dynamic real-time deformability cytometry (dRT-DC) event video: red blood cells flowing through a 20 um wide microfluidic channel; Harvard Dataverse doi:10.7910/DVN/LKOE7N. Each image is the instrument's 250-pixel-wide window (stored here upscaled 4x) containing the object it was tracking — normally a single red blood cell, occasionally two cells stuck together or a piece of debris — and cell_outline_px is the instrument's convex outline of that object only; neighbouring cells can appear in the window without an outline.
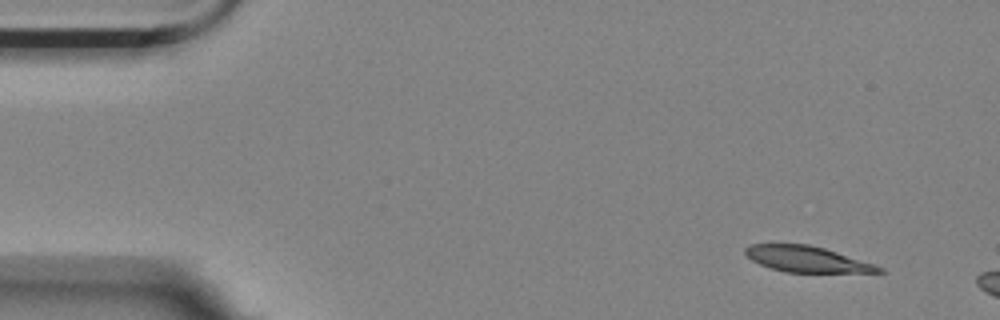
{"species": "Egyptian fruit bat (a non-hibernating species)", "species_latin": "Rousettus aegyptiacus", "temperature_condition": "room temperature", "stored_images_in_passage": 3, "camera_frame_rate_fps": 3000, "um_per_image_px": 0.085, "animal": {"sex": "female"}, "frame": {"image": 1, "passage_image": 1, "time_ms": 0.0, "image_size_px": [1000, 320], "cell_outline_px": [[884, 272], [784, 272], [760, 264], [752, 260], [744, 252], [744, 248], [748, 244], [808, 244], [824, 248], [884, 268]], "centroid_in_image_um": [68.52, 22.02], "position_along_channel_um": 16.5, "area_um2": 19.77}}